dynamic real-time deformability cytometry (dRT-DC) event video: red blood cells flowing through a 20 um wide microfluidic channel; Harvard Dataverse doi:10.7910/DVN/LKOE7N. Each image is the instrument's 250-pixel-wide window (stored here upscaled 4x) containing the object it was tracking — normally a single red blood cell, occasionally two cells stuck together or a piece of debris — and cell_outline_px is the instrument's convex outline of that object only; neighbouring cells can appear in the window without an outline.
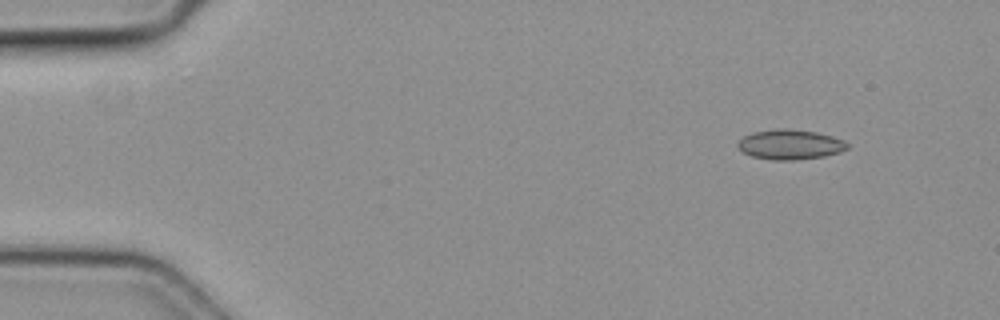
{"species": "common noctule bat (a hibernating species)", "species_latin": "Nyctalus noctula", "temperature_condition": "cold", "stored_images_in_passage": 49, "camera_frame_rate_fps": 3000, "um_per_image_px": 0.085, "animal": {"sex": "female", "body_mass_g": 19.3, "forearm_length_mm": 54.1}, "frame": {"image": 1, "passage_image": 1, "time_ms": 0.0, "image_size_px": [1000, 320], "cell_outline_px": [[848, 148], [840, 152], [824, 156], [796, 160], [772, 160], [752, 156], [744, 152], [736, 144], [744, 136], [756, 132], [776, 128], [788, 128], [816, 132], [832, 136], [844, 140], [848, 144]], "centroid_in_image_um": [67.19, 12.28], "position_along_channel_um": 17.8, "area_um2": 19.02}}
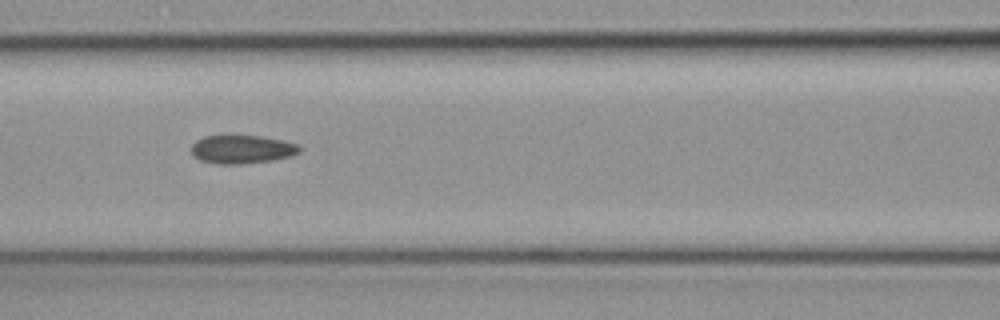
{"frame": {"image": 2, "passage_image": 19, "time_ms": 6.0, "image_size_px": [1000, 320], "cell_outline_px": [[300, 152], [292, 156], [272, 160], [240, 164], [216, 164], [200, 160], [192, 152], [192, 144], [196, 140], [204, 136], [260, 136], [284, 140], [296, 144], [300, 148]], "centroid_in_image_um": [20.58, 12.69], "position_along_channel_um": 146.0, "area_um2": 17.8}}
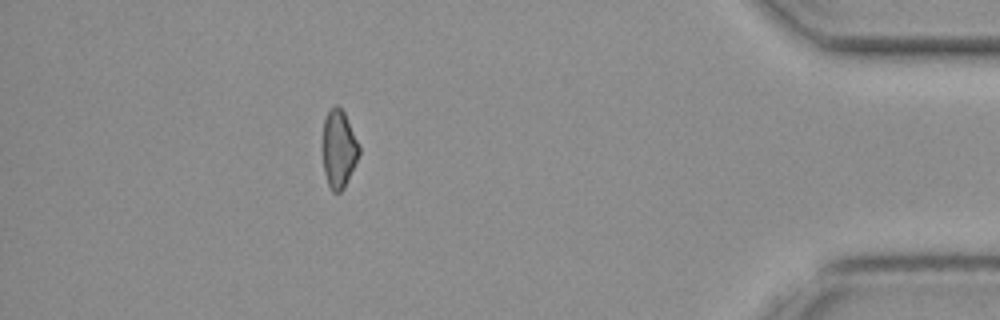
{"frame": {"image": 3, "passage_image": 43, "time_ms": 14.0, "image_size_px": [1000, 320], "cell_outline_px": [[360, 152], [344, 188], [340, 192], [332, 192], [328, 184], [324, 172], [324, 120], [328, 112], [336, 104], [344, 112], [360, 144]], "centroid_in_image_um": [28.82, 12.67], "position_along_channel_um": 406.4, "area_um2": 16.18}}